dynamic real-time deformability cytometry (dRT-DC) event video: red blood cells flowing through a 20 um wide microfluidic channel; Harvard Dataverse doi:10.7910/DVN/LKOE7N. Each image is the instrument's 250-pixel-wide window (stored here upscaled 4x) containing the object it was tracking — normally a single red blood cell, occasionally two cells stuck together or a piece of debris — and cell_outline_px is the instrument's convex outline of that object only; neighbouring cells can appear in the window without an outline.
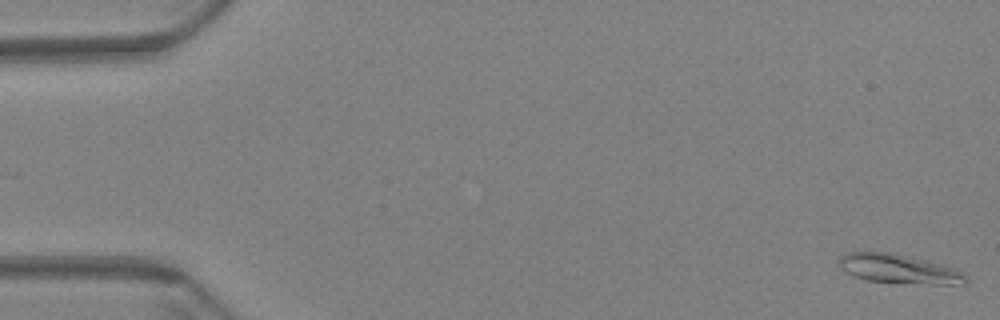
{"species": "Egyptian fruit bat (a non-hibernating species)", "species_latin": "Rousettus aegyptiacus", "temperature_condition": "warm", "stored_images_in_passage": 60, "camera_frame_rate_fps": 3000, "um_per_image_px": 0.085, "animal": {"sex": "female"}, "frame": {"image": 1, "passage_image": 1, "time_ms": 0.0, "image_size_px": [1000, 320], "cell_outline_px": [[968, 280], [964, 284], [932, 284], [864, 280], [852, 276], [840, 268], [840, 260], [848, 252], [892, 252], [956, 268], [964, 272]], "centroid_in_image_um": [76.43, 22.86], "position_along_channel_um": 8.6, "area_um2": 21.33}}
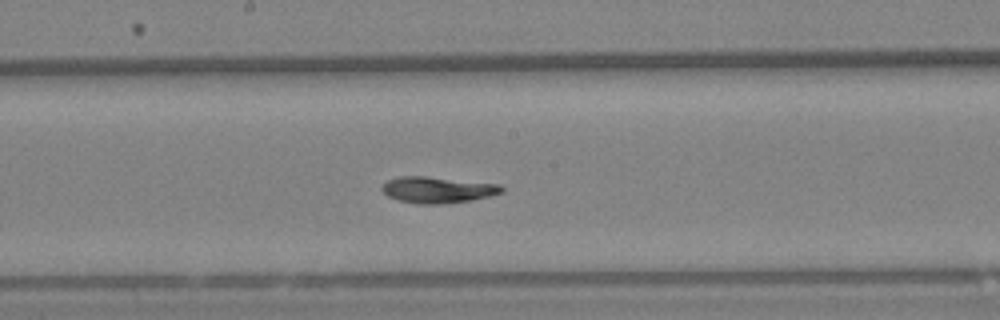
{"frame": {"image": 2, "passage_image": 32, "time_ms": 10.333, "image_size_px": [1000, 320], "cell_outline_px": [[504, 192], [492, 196], [472, 200], [444, 204], [416, 204], [396, 200], [380, 192], [380, 184], [388, 180], [400, 176], [424, 176], [500, 184], [504, 188]], "centroid_in_image_um": [37.16, 16.14], "position_along_channel_um": 211.0, "area_um2": 18.73}}
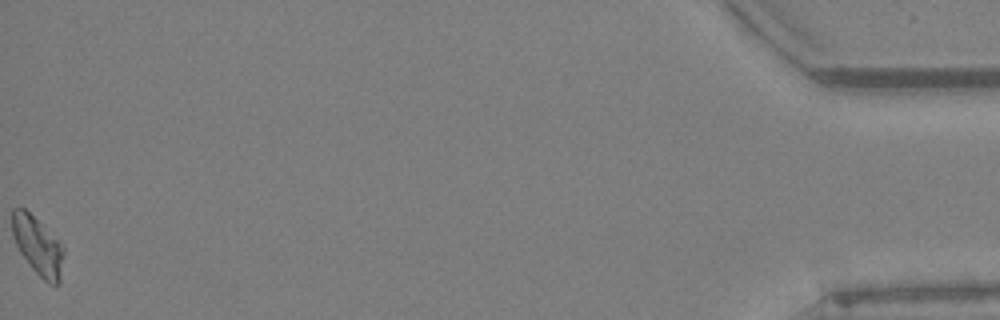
{"frame": {"image": 3, "passage_image": 60, "time_ms": 19.667, "image_size_px": [1000, 320], "cell_outline_px": [[64, 252], [60, 280], [56, 284], [48, 284], [32, 268], [20, 252], [12, 236], [12, 208], [24, 208], [64, 248]], "centroid_in_image_um": [3.19, 20.92], "position_along_channel_um": 432.0, "area_um2": 16.88}, "authors_computed_cell_mechanics": {"area_um2": 18.1492, "velocity_mm_per_s": 3.4292, "shape_relaxation_time_tau1_ms": 10.1673, "shape_relaxation_time_tau2_ms": 5.7095, "deformation_change_tau1": 0.2531, "deformation_change_tau2": 0.0861}}